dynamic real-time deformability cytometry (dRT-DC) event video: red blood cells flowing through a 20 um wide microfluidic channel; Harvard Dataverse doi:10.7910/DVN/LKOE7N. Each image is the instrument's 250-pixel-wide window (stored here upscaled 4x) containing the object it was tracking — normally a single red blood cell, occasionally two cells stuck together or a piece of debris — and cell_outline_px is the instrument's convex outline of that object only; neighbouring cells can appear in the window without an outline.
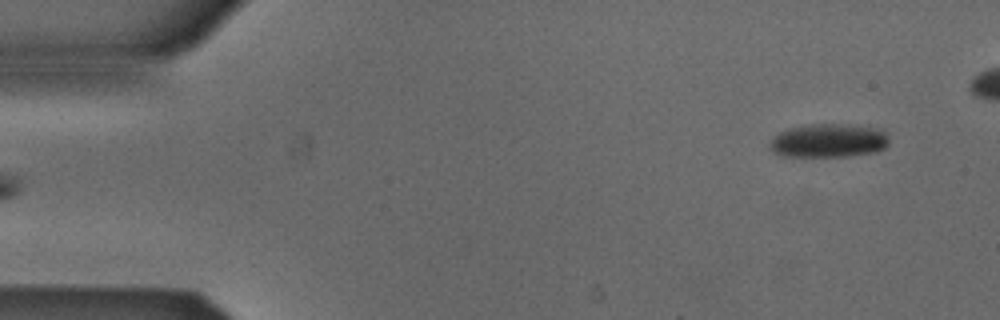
{"species": "Egyptian fruit bat (a non-hibernating species)", "species_latin": "Rousettus aegyptiacus", "temperature_condition": "cold", "stored_images_in_passage": 2, "camera_frame_rate_fps": 3000, "um_per_image_px": 0.085, "animal": {"sex": "male"}, "frame": {"image": 1, "passage_image": 2, "time_ms": 0.333, "image_size_px": [1000, 320], "cell_outline_px": [[888, 144], [884, 148], [876, 152], [848, 156], [784, 156], [776, 152], [772, 148], [772, 140], [780, 132], [792, 128], [820, 124], [832, 124], [868, 128], [884, 132], [888, 140]], "centroid_in_image_um": [70.45, 11.98], "position_along_channel_um": 14.5, "area_um2": 22.31}}